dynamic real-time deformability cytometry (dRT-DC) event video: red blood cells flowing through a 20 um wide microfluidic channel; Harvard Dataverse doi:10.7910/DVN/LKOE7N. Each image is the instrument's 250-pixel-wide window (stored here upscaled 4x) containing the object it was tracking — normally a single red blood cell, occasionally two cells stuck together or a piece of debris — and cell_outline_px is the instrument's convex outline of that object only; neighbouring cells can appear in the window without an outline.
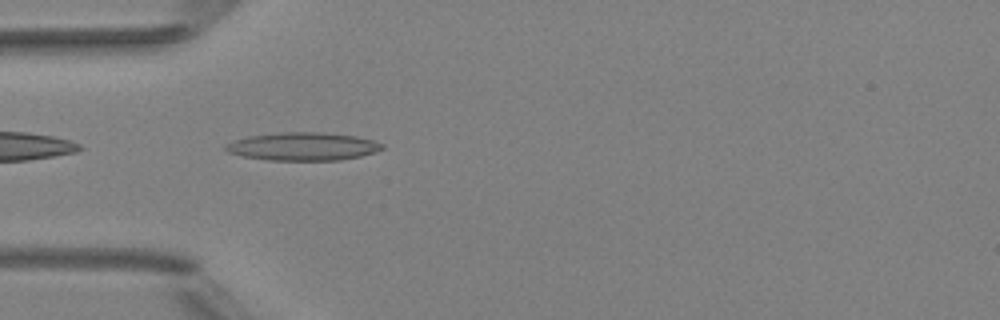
{"species": "Egyptian fruit bat (a non-hibernating species)", "species_latin": "Rousettus aegyptiacus", "temperature_condition": "room temperature", "stored_images_in_passage": 5, "camera_frame_rate_fps": 3000, "um_per_image_px": 0.085, "animal": {"sex": "female"}, "frame": {"image": 1, "passage_image": 5, "time_ms": 4.667, "image_size_px": [1000, 320], "cell_outline_px": [[384, 148], [376, 152], [360, 156], [340, 160], [268, 160], [240, 156], [228, 152], [224, 148], [224, 144], [248, 136], [280, 132], [320, 132], [356, 136], [372, 140], [384, 144]], "centroid_in_image_um": [25.74, 12.45], "position_along_channel_um": 59.3, "area_um2": 25.66}}